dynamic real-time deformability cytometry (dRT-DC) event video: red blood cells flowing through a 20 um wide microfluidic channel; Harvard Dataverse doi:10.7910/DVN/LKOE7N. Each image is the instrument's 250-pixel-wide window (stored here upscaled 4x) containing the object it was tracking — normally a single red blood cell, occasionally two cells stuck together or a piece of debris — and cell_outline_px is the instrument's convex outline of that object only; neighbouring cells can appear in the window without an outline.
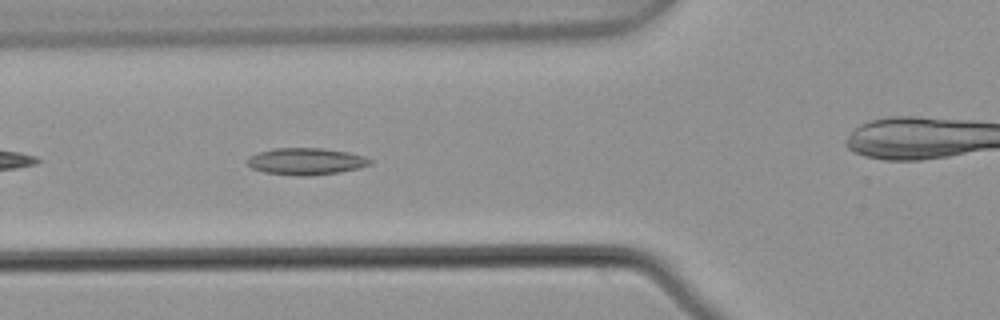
{"species": "common noctule bat (a hibernating species)", "species_latin": "Nyctalus noctula", "temperature_condition": "warm", "stored_images_in_passage": 6, "camera_frame_rate_fps": 3000, "um_per_image_px": 0.085, "animal": {"sex": "male", "body_mass_g": 21.5, "forearm_length_mm": 52.0}, "frame": {"image": 1, "passage_image": 5, "time_ms": 1.333, "image_size_px": [1000, 320], "cell_outline_px": [[372, 164], [360, 168], [340, 172], [312, 176], [300, 176], [264, 172], [252, 168], [248, 164], [248, 156], [272, 148], [320, 148], [348, 152], [364, 156], [372, 160]], "centroid_in_image_um": [26.04, 13.72], "position_along_channel_um": 99.8, "area_um2": 19.25}}